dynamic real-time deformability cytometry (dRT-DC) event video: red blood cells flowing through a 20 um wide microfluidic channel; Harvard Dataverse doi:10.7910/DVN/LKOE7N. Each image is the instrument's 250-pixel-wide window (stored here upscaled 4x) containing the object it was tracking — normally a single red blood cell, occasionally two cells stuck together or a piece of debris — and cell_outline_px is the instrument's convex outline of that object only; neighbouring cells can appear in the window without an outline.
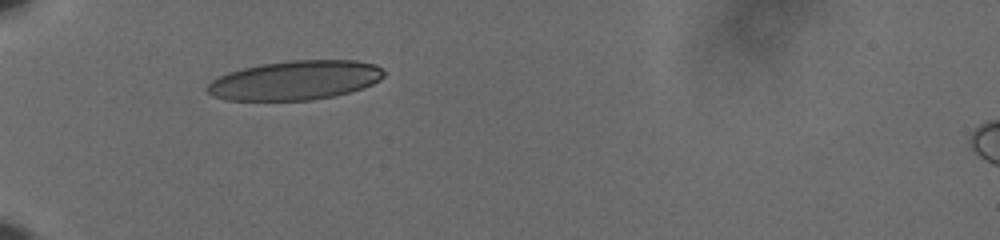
{"species": "human", "species_latin": "Homo sapiens", "temperature_condition": "cold", "stored_images_in_passage": 33, "camera_frame_rate_fps": 3000, "um_per_image_px": 0.085, "donor": {"sex": "male"}, "frame": {"image": 1, "passage_image": 1, "time_ms": 0.0, "image_size_px": [1000, 240], "cell_outline_px": [[384, 76], [380, 80], [372, 84], [348, 92], [332, 96], [312, 100], [224, 100], [212, 96], [204, 88], [212, 80], [228, 72], [244, 68], [264, 64], [292, 60], [356, 60], [376, 64], [384, 72]], "centroid_in_image_um": [25.07, 6.82], "position_along_channel_um": 59.9, "area_um2": 40.23}}
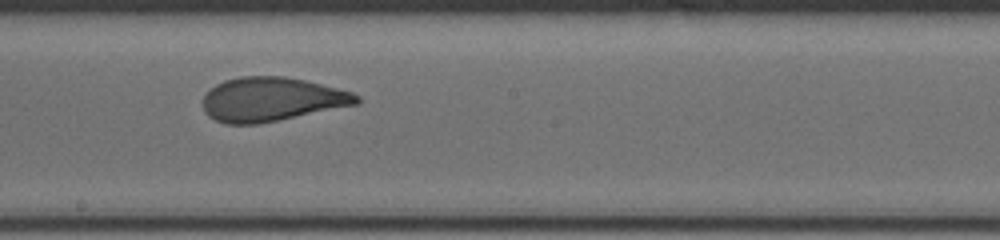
{"frame": {"image": 2, "passage_image": 16, "time_ms": 5.0, "image_size_px": [1000, 240], "cell_outline_px": [[360, 100], [356, 104], [256, 124], [224, 124], [208, 116], [204, 112], [204, 96], [216, 84], [224, 80], [240, 76], [284, 76], [304, 80], [352, 92], [360, 96]], "centroid_in_image_um": [23.04, 8.43], "position_along_channel_um": 225.2, "area_um2": 38.9}}
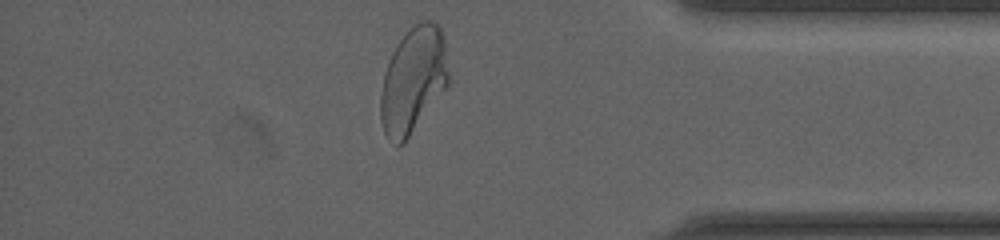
{"frame": {"image": 3, "passage_image": 32, "time_ms": 10.333, "image_size_px": [1000, 240], "cell_outline_px": [[448, 84], [404, 144], [396, 148], [384, 132], [380, 120], [380, 96], [384, 72], [388, 60], [396, 44], [408, 28], [412, 24], [420, 20], [432, 20], [440, 28], [444, 36], [448, 72]], "centroid_in_image_um": [35.09, 6.8], "position_along_channel_um": 400.1, "area_um2": 42.37}, "authors_computed_cell_mechanics": {"area_um2": 39.7664, "velocity_mm_per_s": 3.6217, "shape_relaxation_time_tau1_ms": 6.7004, "shape_relaxation_time_tau2_ms": null, "deformation_change_tau1": 0.1939, "deformation_change_tau2": null}}